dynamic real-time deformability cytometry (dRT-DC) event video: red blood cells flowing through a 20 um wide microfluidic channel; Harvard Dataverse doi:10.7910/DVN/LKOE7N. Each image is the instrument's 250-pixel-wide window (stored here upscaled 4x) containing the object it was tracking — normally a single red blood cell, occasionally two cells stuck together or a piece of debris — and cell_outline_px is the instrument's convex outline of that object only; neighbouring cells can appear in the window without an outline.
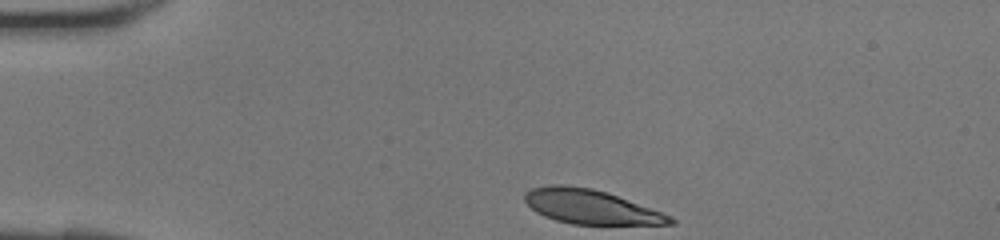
{"species": "human", "species_latin": "Homo sapiens", "temperature_condition": "room temperature", "stored_images_in_passage": 28, "camera_frame_rate_fps": 3000, "um_per_image_px": 0.085, "donor": {"sex": "female"}, "frame": {"image": 1, "passage_image": 1, "time_ms": 0.0, "image_size_px": [1000, 240], "cell_outline_px": [[676, 224], [572, 224], [556, 220], [544, 216], [536, 212], [524, 200], [524, 192], [532, 188], [548, 184], [564, 184], [592, 188], [608, 192], [672, 216], [676, 220]], "centroid_in_image_um": [50.2, 17.56], "position_along_channel_um": 34.8, "area_um2": 29.13}}
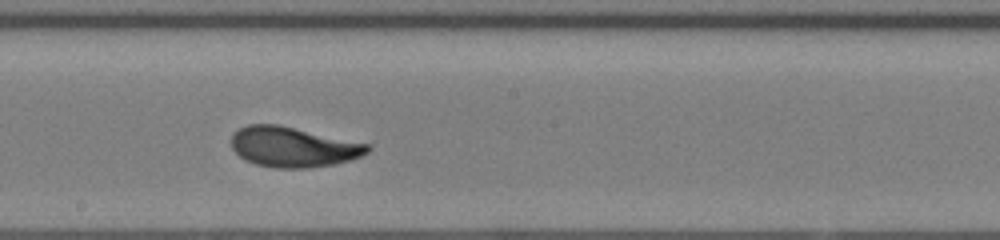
{"frame": {"image": 2, "passage_image": 16, "time_ms": 5.0, "image_size_px": [1000, 240], "cell_outline_px": [[372, 148], [368, 152], [352, 160], [332, 164], [308, 168], [276, 168], [256, 164], [244, 160], [232, 148], [232, 136], [240, 128], [248, 124], [276, 124], [372, 144]], "centroid_in_image_um": [24.95, 12.49], "position_along_channel_um": 223.2, "area_um2": 31.85}}
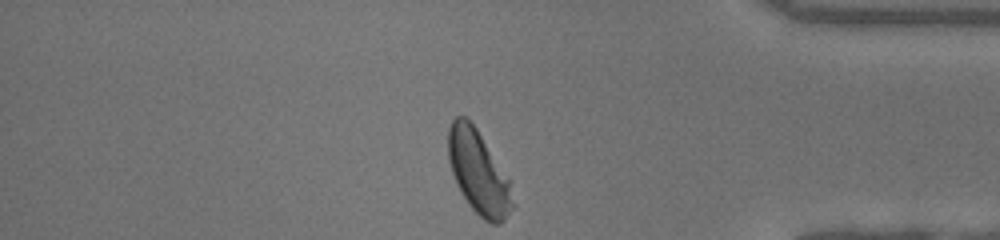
{"frame": {"image": 3, "passage_image": 28, "time_ms": 9.0, "image_size_px": [1000, 240], "cell_outline_px": [[516, 204], [504, 220], [500, 224], [492, 224], [484, 220], [468, 204], [460, 192], [452, 172], [448, 160], [448, 128], [452, 120], [456, 116], [468, 116], [476, 128], [508, 180]], "centroid_in_image_um": [40.65, 14.66], "position_along_channel_um": 394.5, "area_um2": 31.04}}